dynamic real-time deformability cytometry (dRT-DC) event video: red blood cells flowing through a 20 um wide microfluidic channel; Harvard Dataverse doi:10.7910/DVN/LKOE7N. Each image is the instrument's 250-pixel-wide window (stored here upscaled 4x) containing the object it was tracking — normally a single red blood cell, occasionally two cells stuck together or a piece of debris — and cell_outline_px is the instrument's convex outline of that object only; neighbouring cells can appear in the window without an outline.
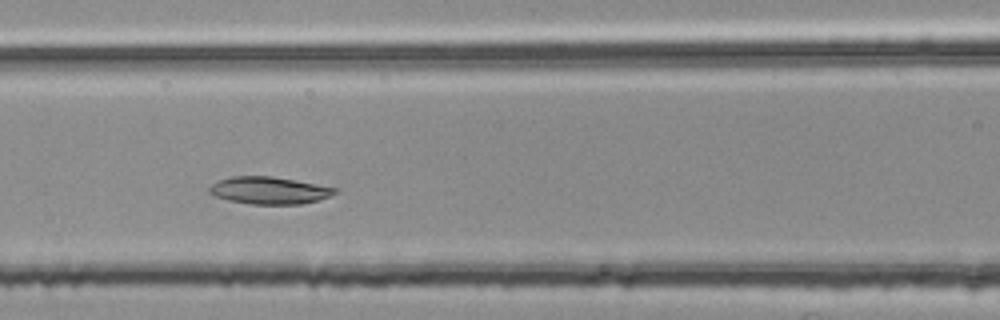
{"species": "common noctule bat (a hibernating species)", "species_latin": "Nyctalus noctula", "temperature_condition": "room temperature", "stored_images_in_passage": 43, "camera_frame_rate_fps": 3000, "um_per_image_px": 0.085, "animal": {"sex": "female", "body_mass_g": 25.1}, "frame": {"image": 1, "passage_image": 17, "time_ms": 5.333, "image_size_px": [1000, 320], "cell_outline_px": [[336, 192], [320, 200], [300, 204], [252, 204], [228, 200], [216, 196], [208, 192], [208, 188], [212, 184], [220, 180], [232, 176], [272, 176], [336, 188]], "centroid_in_image_um": [22.84, 16.19], "position_along_channel_um": 143.8, "area_um2": 19.65}}
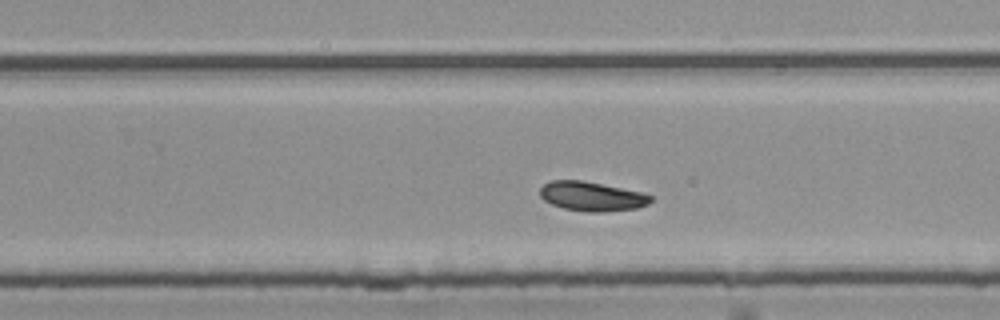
{"frame": {"image": 2, "passage_image": 28, "time_ms": 9.0, "image_size_px": [1000, 320], "cell_outline_px": [[652, 200], [648, 204], [636, 208], [604, 212], [588, 212], [564, 208], [552, 204], [544, 200], [540, 196], [540, 188], [544, 184], [552, 180], [580, 180], [640, 192], [652, 196]], "centroid_in_image_um": [50.28, 16.69], "position_along_channel_um": 279.5, "area_um2": 18.67}}
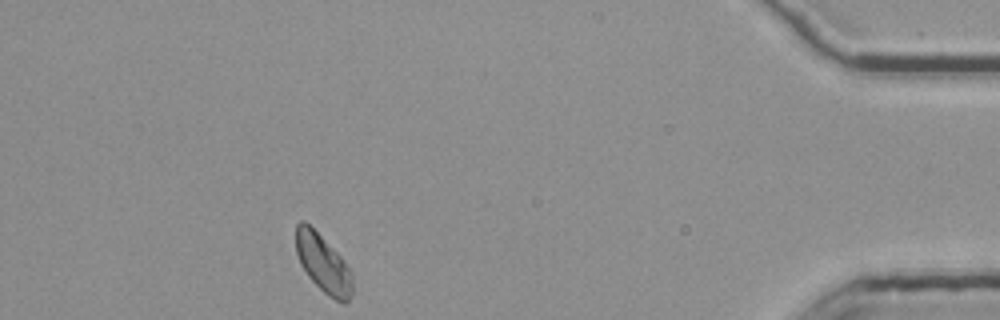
{"frame": {"image": 3, "passage_image": 43, "time_ms": 14.0, "image_size_px": [1000, 320], "cell_outline_px": [[352, 296], [344, 304], [328, 296], [308, 276], [300, 264], [296, 252], [296, 224], [300, 220], [304, 220], [344, 260], [352, 272]], "centroid_in_image_um": [27.47, 22.42], "position_along_channel_um": 407.7, "area_um2": 18.9}, "authors_computed_cell_mechanics": {"area_um2": 19.1896, "velocity_mm_per_s": 3.7268, "shape_relaxation_time_tau1_ms": 6.3348, "shape_relaxation_time_tau2_ms": null, "deformation_change_tau1": 0.1429, "deformation_change_tau2": null}}